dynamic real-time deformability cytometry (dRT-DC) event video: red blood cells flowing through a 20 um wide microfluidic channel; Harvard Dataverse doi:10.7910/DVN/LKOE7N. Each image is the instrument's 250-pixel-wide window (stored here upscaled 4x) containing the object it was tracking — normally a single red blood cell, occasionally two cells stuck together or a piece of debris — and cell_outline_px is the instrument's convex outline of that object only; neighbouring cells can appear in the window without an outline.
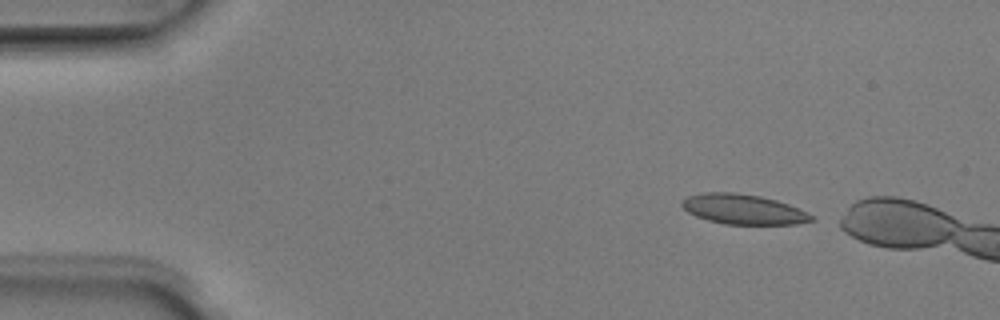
{"species": "Egyptian fruit bat (a non-hibernating species)", "species_latin": "Rousettus aegyptiacus", "temperature_condition": "room temperature", "stored_images_in_passage": 3, "camera_frame_rate_fps": 3000, "um_per_image_px": 0.085, "animal": {"sex": "male"}, "frame": {"image": 1, "passage_image": 1, "time_ms": 0.0, "image_size_px": [1000, 320], "cell_outline_px": [[816, 220], [796, 224], [724, 224], [708, 220], [696, 216], [688, 212], [680, 204], [680, 200], [688, 196], [704, 192], [732, 192], [760, 196], [776, 200], [788, 204], [808, 212]], "centroid_in_image_um": [63.17, 17.78], "position_along_channel_um": 21.8, "area_um2": 22.66}}